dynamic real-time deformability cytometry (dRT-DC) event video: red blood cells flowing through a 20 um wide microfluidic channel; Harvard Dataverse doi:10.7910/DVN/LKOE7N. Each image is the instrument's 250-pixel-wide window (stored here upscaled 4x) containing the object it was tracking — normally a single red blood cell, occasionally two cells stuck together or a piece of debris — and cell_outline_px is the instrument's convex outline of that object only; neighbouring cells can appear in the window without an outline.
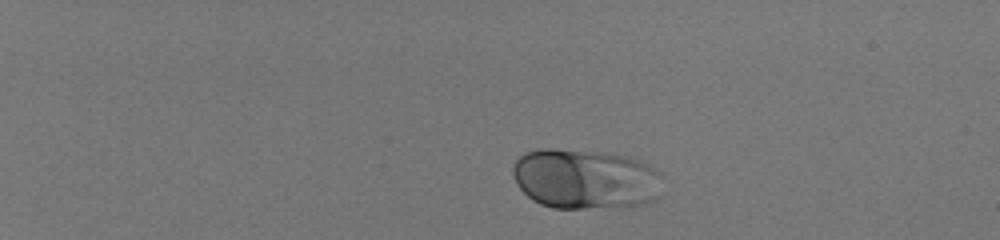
{"species": "human", "species_latin": "Homo sapiens", "temperature_condition": "room temperature", "stored_images_in_passage": 44, "camera_frame_rate_fps": 3000, "um_per_image_px": 0.085, "donor": {"sex": "male"}, "frame": {"image": 1, "passage_image": 1, "time_ms": 0.0, "image_size_px": [1000, 240], "cell_outline_px": [[664, 176], [660, 196], [652, 200], [640, 204], [584, 208], [552, 208], [540, 204], [532, 200], [516, 184], [512, 172], [512, 168], [516, 160], [520, 156], [528, 152], [544, 148], [552, 148], [604, 152], [628, 156], [640, 160], [648, 164], [660, 172]], "centroid_in_image_um": [49.77, 15.19], "position_along_channel_um": 35.2, "area_um2": 52.83}}
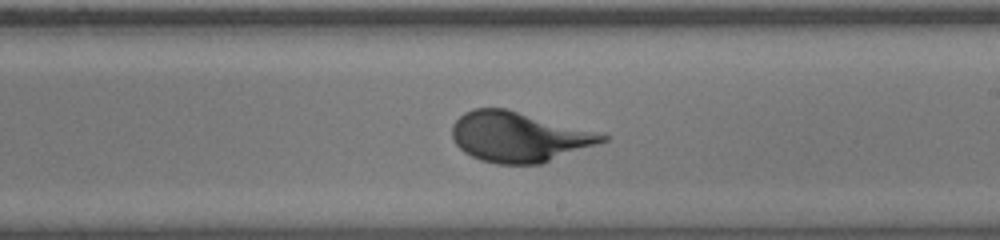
{"frame": {"image": 2, "passage_image": 26, "time_ms": 8.333, "image_size_px": [1000, 240], "cell_outline_px": [[608, 140], [540, 164], [496, 164], [480, 160], [464, 152], [456, 144], [452, 136], [452, 124], [464, 112], [472, 108], [504, 108], [608, 136]], "centroid_in_image_um": [44.0, 11.65], "position_along_channel_um": 245.0, "area_um2": 42.95}}
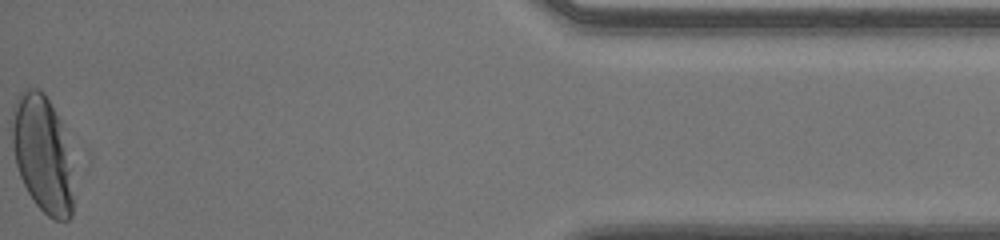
{"frame": {"image": 3, "passage_image": 44, "time_ms": 14.333, "image_size_px": [1000, 240], "cell_outline_px": [[72, 216], [68, 220], [52, 220], [36, 204], [28, 192], [20, 176], [16, 164], [12, 148], [12, 108], [20, 92], [24, 88], [36, 88], [44, 92], [60, 120], [68, 168], [72, 196]], "centroid_in_image_um": [3.53, 13.06], "position_along_channel_um": 431.7, "area_um2": 40.69}}